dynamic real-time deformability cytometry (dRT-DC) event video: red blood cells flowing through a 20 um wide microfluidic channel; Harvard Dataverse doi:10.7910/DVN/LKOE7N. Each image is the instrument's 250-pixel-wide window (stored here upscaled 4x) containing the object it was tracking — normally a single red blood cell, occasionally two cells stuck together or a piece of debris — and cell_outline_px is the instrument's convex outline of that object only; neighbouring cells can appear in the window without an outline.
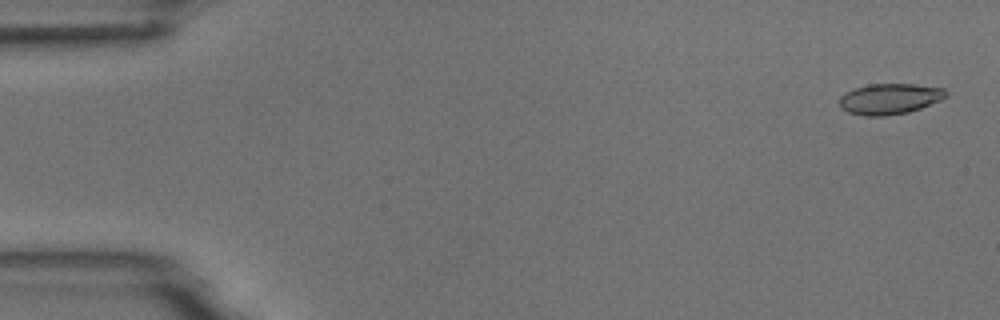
{"species": "common noctule bat (a hibernating species)", "species_latin": "Nyctalus noctula", "temperature_condition": "room temperature", "stored_images_in_passage": 6, "segment_of_instrument_passage": [1, 2], "camera_frame_rate_fps": 3000, "um_per_image_px": 0.085, "animal": {"sex": "male", "body_mass_g": 18.8}, "frame": {"image": 1, "passage_image": 1, "time_ms": 0.0, "image_size_px": [1000, 320], "cell_outline_px": [[948, 96], [940, 100], [920, 108], [908, 112], [884, 116], [864, 116], [848, 112], [840, 108], [840, 96], [844, 92], [852, 88], [868, 84], [912, 84], [944, 88], [948, 92]], "centroid_in_image_um": [75.59, 8.39], "position_along_channel_um": 9.4, "area_um2": 19.25}}
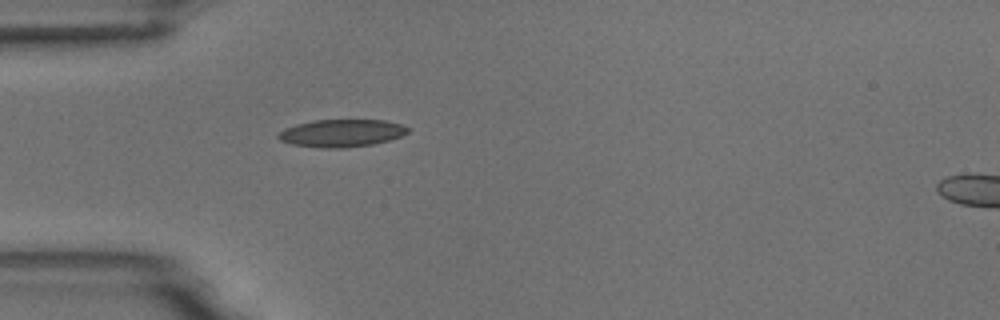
{"frame": {"image": 2, "passage_image": 5, "time_ms": 4.667, "image_size_px": [1000, 320], "cell_outline_px": [[408, 132], [400, 136], [388, 140], [372, 144], [344, 148], [324, 148], [292, 144], [280, 140], [276, 136], [284, 128], [296, 124], [312, 120], [384, 120], [400, 124], [408, 128]], "centroid_in_image_um": [28.99, 11.31], "position_along_channel_um": 56.0, "area_um2": 20.63}}